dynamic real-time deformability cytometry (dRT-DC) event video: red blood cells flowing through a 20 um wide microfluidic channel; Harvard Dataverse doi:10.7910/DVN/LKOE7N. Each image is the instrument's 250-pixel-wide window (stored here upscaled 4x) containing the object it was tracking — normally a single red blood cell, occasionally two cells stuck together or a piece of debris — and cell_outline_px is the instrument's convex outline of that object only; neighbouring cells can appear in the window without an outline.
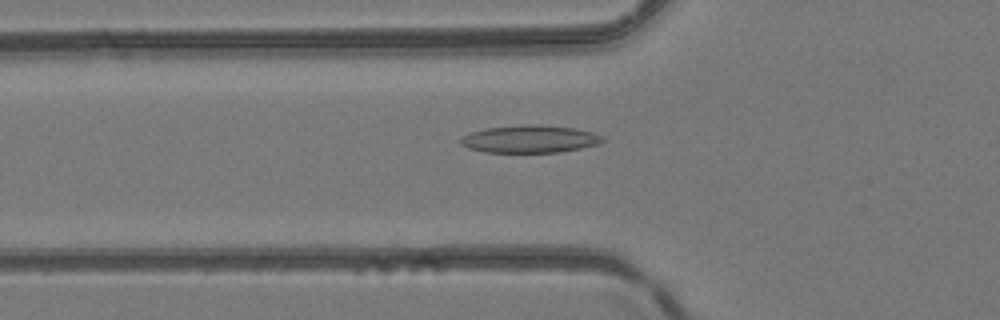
{"species": "common noctule bat (a hibernating species)", "species_latin": "Nyctalus noctula", "temperature_condition": "room temperature", "stored_images_in_passage": 42, "camera_frame_rate_fps": 3000, "um_per_image_px": 0.085, "animal": {"sex": "female", "body_mass_g": 24.6, "forearm_length_mm": 56.2}, "frame": {"image": 1, "passage_image": 12, "time_ms": 3.667, "image_size_px": [1000, 320], "cell_outline_px": [[604, 140], [600, 144], [560, 152], [484, 152], [468, 148], [460, 144], [460, 140], [464, 136], [472, 132], [488, 128], [524, 124], [540, 124], [576, 128], [592, 132], [604, 136]], "centroid_in_image_um": [45.08, 11.81], "position_along_channel_um": 80.7, "area_um2": 22.83}}
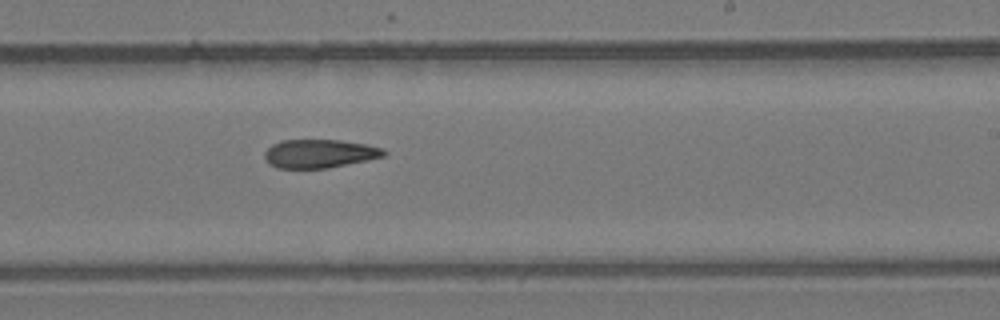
{"frame": {"image": 2, "passage_image": 24, "time_ms": 7.667, "image_size_px": [1000, 320], "cell_outline_px": [[388, 152], [384, 156], [328, 168], [276, 168], [264, 156], [264, 152], [272, 144], [280, 140], [340, 140], [368, 144], [384, 148]], "centroid_in_image_um": [27.18, 13.04], "position_along_channel_um": 261.8, "area_um2": 19.77}}
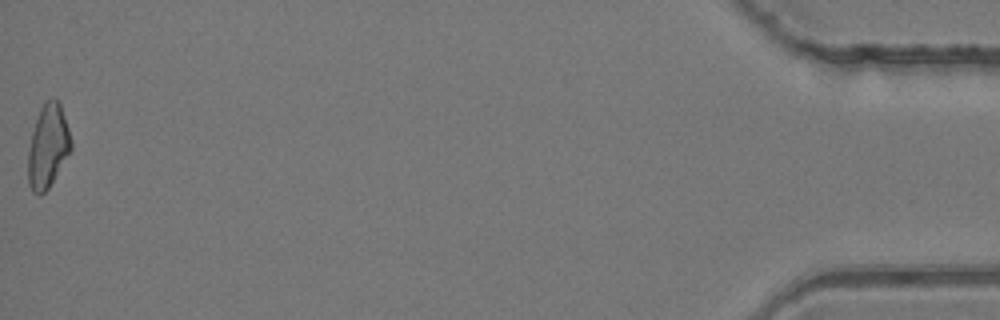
{"frame": {"image": 3, "passage_image": 42, "time_ms": 13.667, "image_size_px": [1000, 320], "cell_outline_px": [[72, 148], [48, 188], [40, 196], [32, 192], [28, 184], [28, 152], [32, 132], [40, 108], [44, 100], [56, 100], [60, 104], [72, 140]], "centroid_in_image_um": [4.06, 12.45], "position_along_channel_um": 431.1, "area_um2": 20.63}}